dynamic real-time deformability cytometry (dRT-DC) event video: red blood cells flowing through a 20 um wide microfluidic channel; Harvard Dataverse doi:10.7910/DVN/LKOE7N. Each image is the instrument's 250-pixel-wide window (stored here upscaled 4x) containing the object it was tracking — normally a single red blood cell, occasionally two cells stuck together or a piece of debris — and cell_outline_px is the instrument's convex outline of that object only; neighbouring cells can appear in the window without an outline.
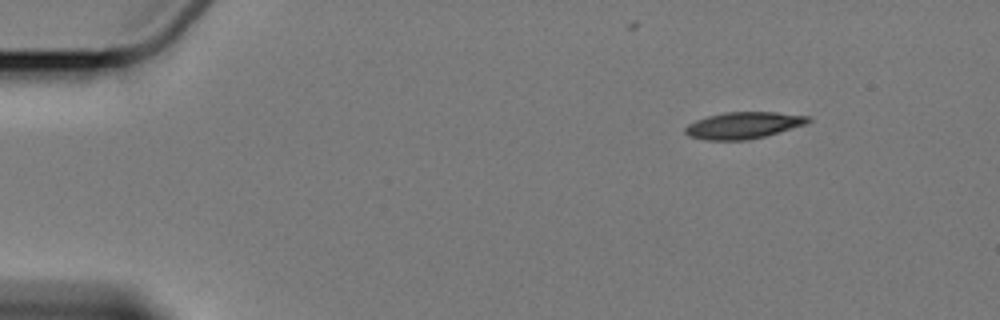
{"species": "Egyptian fruit bat (a non-hibernating species)", "species_latin": "Rousettus aegyptiacus", "temperature_condition": "cold", "stored_images_in_passage": 5, "camera_frame_rate_fps": 3000, "um_per_image_px": 0.085, "animal": {"sex": "female"}, "frame": {"image": 1, "passage_image": 1, "time_ms": 0.0, "image_size_px": [1000, 320], "cell_outline_px": [[812, 120], [804, 124], [764, 136], [744, 140], [704, 140], [688, 136], [684, 132], [684, 128], [688, 124], [696, 120], [708, 116], [728, 112], [776, 112], [812, 116]], "centroid_in_image_um": [63.16, 10.65], "position_along_channel_um": 21.8, "area_um2": 18.96}}
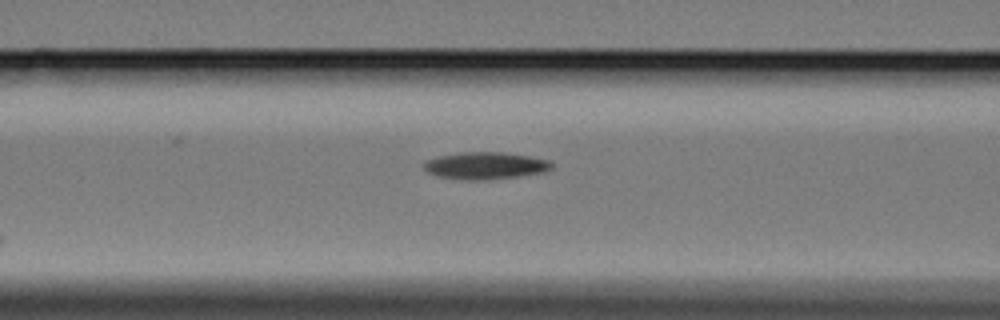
{"frame": {"image": 2, "passage_image": 5, "time_ms": 5.667, "image_size_px": [1000, 320], "cell_outline_px": [[552, 168], [544, 172], [488, 180], [464, 180], [436, 176], [428, 172], [424, 168], [424, 160], [436, 156], [460, 152], [504, 152], [528, 156], [548, 160], [552, 164]], "centroid_in_image_um": [41.19, 14.07], "position_along_channel_um": 125.4, "area_um2": 20.29}}